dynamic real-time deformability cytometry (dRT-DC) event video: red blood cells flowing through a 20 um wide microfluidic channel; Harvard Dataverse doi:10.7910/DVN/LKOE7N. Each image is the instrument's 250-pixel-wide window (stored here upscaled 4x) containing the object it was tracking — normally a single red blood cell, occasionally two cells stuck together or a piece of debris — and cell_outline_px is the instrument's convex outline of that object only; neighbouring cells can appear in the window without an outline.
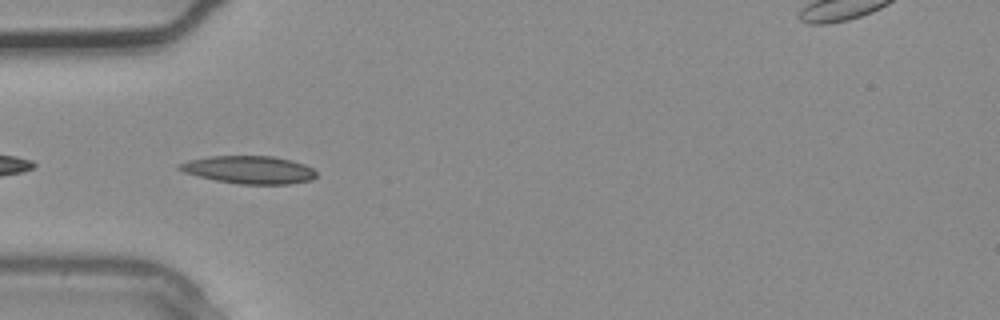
{"species": "common noctule bat (a hibernating species)", "species_latin": "Nyctalus noctula", "temperature_condition": "warm", "stored_images_in_passage": 2, "camera_frame_rate_fps": 3000, "um_per_image_px": 0.085, "animal": {"sex": "male", "body_mass_g": 20.4}, "frame": {"image": 1, "passage_image": 2, "time_ms": 0.333, "image_size_px": [1000, 320], "cell_outline_px": [[316, 176], [312, 180], [288, 184], [240, 184], [216, 180], [184, 172], [176, 168], [176, 164], [188, 160], [212, 156], [272, 156], [292, 160], [304, 164], [312, 168], [316, 172]], "centroid_in_image_um": [21.17, 14.42], "position_along_channel_um": 63.8, "area_um2": 22.14}}